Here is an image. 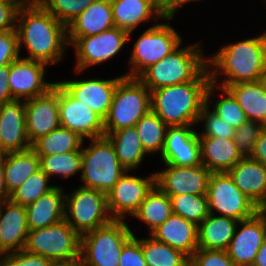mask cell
<instances>
[{
	"label": "cell",
	"instance_id": "obj_26",
	"mask_svg": "<svg viewBox=\"0 0 266 266\" xmlns=\"http://www.w3.org/2000/svg\"><path fill=\"white\" fill-rule=\"evenodd\" d=\"M115 27L110 0H95L66 27L67 37H85Z\"/></svg>",
	"mask_w": 266,
	"mask_h": 266
},
{
	"label": "cell",
	"instance_id": "obj_58",
	"mask_svg": "<svg viewBox=\"0 0 266 266\" xmlns=\"http://www.w3.org/2000/svg\"><path fill=\"white\" fill-rule=\"evenodd\" d=\"M6 152L4 151L2 145H1V142H0V160H3L6 156Z\"/></svg>",
	"mask_w": 266,
	"mask_h": 266
},
{
	"label": "cell",
	"instance_id": "obj_19",
	"mask_svg": "<svg viewBox=\"0 0 266 266\" xmlns=\"http://www.w3.org/2000/svg\"><path fill=\"white\" fill-rule=\"evenodd\" d=\"M124 75L113 79L62 80L58 83L76 100L81 101L103 120L107 117L117 83Z\"/></svg>",
	"mask_w": 266,
	"mask_h": 266
},
{
	"label": "cell",
	"instance_id": "obj_60",
	"mask_svg": "<svg viewBox=\"0 0 266 266\" xmlns=\"http://www.w3.org/2000/svg\"><path fill=\"white\" fill-rule=\"evenodd\" d=\"M2 265V253H0V266Z\"/></svg>",
	"mask_w": 266,
	"mask_h": 266
},
{
	"label": "cell",
	"instance_id": "obj_4",
	"mask_svg": "<svg viewBox=\"0 0 266 266\" xmlns=\"http://www.w3.org/2000/svg\"><path fill=\"white\" fill-rule=\"evenodd\" d=\"M182 43L137 77L150 91L193 79H210L207 57L200 42L187 47H181Z\"/></svg>",
	"mask_w": 266,
	"mask_h": 266
},
{
	"label": "cell",
	"instance_id": "obj_18",
	"mask_svg": "<svg viewBox=\"0 0 266 266\" xmlns=\"http://www.w3.org/2000/svg\"><path fill=\"white\" fill-rule=\"evenodd\" d=\"M194 126H168L160 155L164 164L184 167L201 164L199 135Z\"/></svg>",
	"mask_w": 266,
	"mask_h": 266
},
{
	"label": "cell",
	"instance_id": "obj_17",
	"mask_svg": "<svg viewBox=\"0 0 266 266\" xmlns=\"http://www.w3.org/2000/svg\"><path fill=\"white\" fill-rule=\"evenodd\" d=\"M46 64L19 57L10 64L8 85L13 99L27 100L47 93L54 83L47 82Z\"/></svg>",
	"mask_w": 266,
	"mask_h": 266
},
{
	"label": "cell",
	"instance_id": "obj_54",
	"mask_svg": "<svg viewBox=\"0 0 266 266\" xmlns=\"http://www.w3.org/2000/svg\"><path fill=\"white\" fill-rule=\"evenodd\" d=\"M256 214L266 221V192L262 199L256 204Z\"/></svg>",
	"mask_w": 266,
	"mask_h": 266
},
{
	"label": "cell",
	"instance_id": "obj_55",
	"mask_svg": "<svg viewBox=\"0 0 266 266\" xmlns=\"http://www.w3.org/2000/svg\"><path fill=\"white\" fill-rule=\"evenodd\" d=\"M32 1L33 0H0V3L12 4L19 10L21 7L30 4Z\"/></svg>",
	"mask_w": 266,
	"mask_h": 266
},
{
	"label": "cell",
	"instance_id": "obj_15",
	"mask_svg": "<svg viewBox=\"0 0 266 266\" xmlns=\"http://www.w3.org/2000/svg\"><path fill=\"white\" fill-rule=\"evenodd\" d=\"M165 165L166 169L155 173V185L166 195H206L212 174L206 166Z\"/></svg>",
	"mask_w": 266,
	"mask_h": 266
},
{
	"label": "cell",
	"instance_id": "obj_32",
	"mask_svg": "<svg viewBox=\"0 0 266 266\" xmlns=\"http://www.w3.org/2000/svg\"><path fill=\"white\" fill-rule=\"evenodd\" d=\"M40 169L39 156L30 148L7 153L3 159L4 183L9 194Z\"/></svg>",
	"mask_w": 266,
	"mask_h": 266
},
{
	"label": "cell",
	"instance_id": "obj_29",
	"mask_svg": "<svg viewBox=\"0 0 266 266\" xmlns=\"http://www.w3.org/2000/svg\"><path fill=\"white\" fill-rule=\"evenodd\" d=\"M209 214L198 225V248L207 250H227L239 221Z\"/></svg>",
	"mask_w": 266,
	"mask_h": 266
},
{
	"label": "cell",
	"instance_id": "obj_13",
	"mask_svg": "<svg viewBox=\"0 0 266 266\" xmlns=\"http://www.w3.org/2000/svg\"><path fill=\"white\" fill-rule=\"evenodd\" d=\"M128 172L131 171L127 170L107 193L108 210L116 220L132 217L155 186V173L143 178Z\"/></svg>",
	"mask_w": 266,
	"mask_h": 266
},
{
	"label": "cell",
	"instance_id": "obj_42",
	"mask_svg": "<svg viewBox=\"0 0 266 266\" xmlns=\"http://www.w3.org/2000/svg\"><path fill=\"white\" fill-rule=\"evenodd\" d=\"M218 88L220 89L219 91H222L223 97L218 98L213 104L214 109L212 108V111L232 125L234 129H237L248 121L245 112L226 88L220 86Z\"/></svg>",
	"mask_w": 266,
	"mask_h": 266
},
{
	"label": "cell",
	"instance_id": "obj_49",
	"mask_svg": "<svg viewBox=\"0 0 266 266\" xmlns=\"http://www.w3.org/2000/svg\"><path fill=\"white\" fill-rule=\"evenodd\" d=\"M249 157L266 166V126L254 144V148Z\"/></svg>",
	"mask_w": 266,
	"mask_h": 266
},
{
	"label": "cell",
	"instance_id": "obj_56",
	"mask_svg": "<svg viewBox=\"0 0 266 266\" xmlns=\"http://www.w3.org/2000/svg\"><path fill=\"white\" fill-rule=\"evenodd\" d=\"M194 2V1H201V0H172V15L175 16V14L177 13V9H180L181 6H183L184 4L190 3V2Z\"/></svg>",
	"mask_w": 266,
	"mask_h": 266
},
{
	"label": "cell",
	"instance_id": "obj_59",
	"mask_svg": "<svg viewBox=\"0 0 266 266\" xmlns=\"http://www.w3.org/2000/svg\"><path fill=\"white\" fill-rule=\"evenodd\" d=\"M63 266H83V265L79 262V263L63 265Z\"/></svg>",
	"mask_w": 266,
	"mask_h": 266
},
{
	"label": "cell",
	"instance_id": "obj_31",
	"mask_svg": "<svg viewBox=\"0 0 266 266\" xmlns=\"http://www.w3.org/2000/svg\"><path fill=\"white\" fill-rule=\"evenodd\" d=\"M114 147L119 162L128 170L139 168L145 152L135 126L104 135Z\"/></svg>",
	"mask_w": 266,
	"mask_h": 266
},
{
	"label": "cell",
	"instance_id": "obj_10",
	"mask_svg": "<svg viewBox=\"0 0 266 266\" xmlns=\"http://www.w3.org/2000/svg\"><path fill=\"white\" fill-rule=\"evenodd\" d=\"M167 23H155L147 28L134 43L129 56L128 73L124 76L138 77L144 70L169 55L183 40Z\"/></svg>",
	"mask_w": 266,
	"mask_h": 266
},
{
	"label": "cell",
	"instance_id": "obj_40",
	"mask_svg": "<svg viewBox=\"0 0 266 266\" xmlns=\"http://www.w3.org/2000/svg\"><path fill=\"white\" fill-rule=\"evenodd\" d=\"M217 88L218 86L213 83H210L208 86L206 92V104L202 108L197 121V125L200 121L204 122V130L202 131V133H198V135L199 137H218L225 139H233L236 129H234L232 125L227 123L217 114H215L212 110H210V107L208 106L211 98L210 96Z\"/></svg>",
	"mask_w": 266,
	"mask_h": 266
},
{
	"label": "cell",
	"instance_id": "obj_27",
	"mask_svg": "<svg viewBox=\"0 0 266 266\" xmlns=\"http://www.w3.org/2000/svg\"><path fill=\"white\" fill-rule=\"evenodd\" d=\"M201 164L212 173L228 172L243 156L233 139L199 137Z\"/></svg>",
	"mask_w": 266,
	"mask_h": 266
},
{
	"label": "cell",
	"instance_id": "obj_8",
	"mask_svg": "<svg viewBox=\"0 0 266 266\" xmlns=\"http://www.w3.org/2000/svg\"><path fill=\"white\" fill-rule=\"evenodd\" d=\"M82 147L81 186L107 194L127 169L119 162L111 142L104 136Z\"/></svg>",
	"mask_w": 266,
	"mask_h": 266
},
{
	"label": "cell",
	"instance_id": "obj_45",
	"mask_svg": "<svg viewBox=\"0 0 266 266\" xmlns=\"http://www.w3.org/2000/svg\"><path fill=\"white\" fill-rule=\"evenodd\" d=\"M1 266H55L48 258L20 250L2 254Z\"/></svg>",
	"mask_w": 266,
	"mask_h": 266
},
{
	"label": "cell",
	"instance_id": "obj_53",
	"mask_svg": "<svg viewBox=\"0 0 266 266\" xmlns=\"http://www.w3.org/2000/svg\"><path fill=\"white\" fill-rule=\"evenodd\" d=\"M156 4L166 15H172V0H151Z\"/></svg>",
	"mask_w": 266,
	"mask_h": 266
},
{
	"label": "cell",
	"instance_id": "obj_33",
	"mask_svg": "<svg viewBox=\"0 0 266 266\" xmlns=\"http://www.w3.org/2000/svg\"><path fill=\"white\" fill-rule=\"evenodd\" d=\"M172 214L173 211L170 197L155 185L146 195V198L134 213L133 217H136L147 224L148 233L150 234L158 226L163 224Z\"/></svg>",
	"mask_w": 266,
	"mask_h": 266
},
{
	"label": "cell",
	"instance_id": "obj_11",
	"mask_svg": "<svg viewBox=\"0 0 266 266\" xmlns=\"http://www.w3.org/2000/svg\"><path fill=\"white\" fill-rule=\"evenodd\" d=\"M211 214L241 221L256 214V204L234 183L228 172L212 173L206 193Z\"/></svg>",
	"mask_w": 266,
	"mask_h": 266
},
{
	"label": "cell",
	"instance_id": "obj_47",
	"mask_svg": "<svg viewBox=\"0 0 266 266\" xmlns=\"http://www.w3.org/2000/svg\"><path fill=\"white\" fill-rule=\"evenodd\" d=\"M119 266H147L142 248L141 238L133 235L123 246Z\"/></svg>",
	"mask_w": 266,
	"mask_h": 266
},
{
	"label": "cell",
	"instance_id": "obj_30",
	"mask_svg": "<svg viewBox=\"0 0 266 266\" xmlns=\"http://www.w3.org/2000/svg\"><path fill=\"white\" fill-rule=\"evenodd\" d=\"M225 88L234 96L248 121L266 126V92L260 81L241 82Z\"/></svg>",
	"mask_w": 266,
	"mask_h": 266
},
{
	"label": "cell",
	"instance_id": "obj_41",
	"mask_svg": "<svg viewBox=\"0 0 266 266\" xmlns=\"http://www.w3.org/2000/svg\"><path fill=\"white\" fill-rule=\"evenodd\" d=\"M66 27L95 0H37Z\"/></svg>",
	"mask_w": 266,
	"mask_h": 266
},
{
	"label": "cell",
	"instance_id": "obj_57",
	"mask_svg": "<svg viewBox=\"0 0 266 266\" xmlns=\"http://www.w3.org/2000/svg\"><path fill=\"white\" fill-rule=\"evenodd\" d=\"M260 83L262 84V86H263V88H264V90H265V92H266V68H265V70L263 71V73L261 74V76H260Z\"/></svg>",
	"mask_w": 266,
	"mask_h": 266
},
{
	"label": "cell",
	"instance_id": "obj_6",
	"mask_svg": "<svg viewBox=\"0 0 266 266\" xmlns=\"http://www.w3.org/2000/svg\"><path fill=\"white\" fill-rule=\"evenodd\" d=\"M81 236L65 221L29 230L24 250L48 258L54 265L80 262Z\"/></svg>",
	"mask_w": 266,
	"mask_h": 266
},
{
	"label": "cell",
	"instance_id": "obj_38",
	"mask_svg": "<svg viewBox=\"0 0 266 266\" xmlns=\"http://www.w3.org/2000/svg\"><path fill=\"white\" fill-rule=\"evenodd\" d=\"M170 199L173 213L197 226L210 214L206 195L181 194Z\"/></svg>",
	"mask_w": 266,
	"mask_h": 266
},
{
	"label": "cell",
	"instance_id": "obj_48",
	"mask_svg": "<svg viewBox=\"0 0 266 266\" xmlns=\"http://www.w3.org/2000/svg\"><path fill=\"white\" fill-rule=\"evenodd\" d=\"M17 13L14 5L0 3V32L16 30Z\"/></svg>",
	"mask_w": 266,
	"mask_h": 266
},
{
	"label": "cell",
	"instance_id": "obj_21",
	"mask_svg": "<svg viewBox=\"0 0 266 266\" xmlns=\"http://www.w3.org/2000/svg\"><path fill=\"white\" fill-rule=\"evenodd\" d=\"M0 142L6 153L31 148L26 133L24 100L12 99L0 105Z\"/></svg>",
	"mask_w": 266,
	"mask_h": 266
},
{
	"label": "cell",
	"instance_id": "obj_2",
	"mask_svg": "<svg viewBox=\"0 0 266 266\" xmlns=\"http://www.w3.org/2000/svg\"><path fill=\"white\" fill-rule=\"evenodd\" d=\"M207 66L211 83L223 88L259 81L266 68V31L257 37L223 45L216 54L207 57ZM220 74L225 78L223 82L218 79Z\"/></svg>",
	"mask_w": 266,
	"mask_h": 266
},
{
	"label": "cell",
	"instance_id": "obj_22",
	"mask_svg": "<svg viewBox=\"0 0 266 266\" xmlns=\"http://www.w3.org/2000/svg\"><path fill=\"white\" fill-rule=\"evenodd\" d=\"M110 2L114 25L128 32V38L142 22L152 20L157 22L158 19L168 21L174 18V15H166L151 0H110Z\"/></svg>",
	"mask_w": 266,
	"mask_h": 266
},
{
	"label": "cell",
	"instance_id": "obj_36",
	"mask_svg": "<svg viewBox=\"0 0 266 266\" xmlns=\"http://www.w3.org/2000/svg\"><path fill=\"white\" fill-rule=\"evenodd\" d=\"M139 139L147 154L163 151L166 131L168 126L151 110L144 115L135 125Z\"/></svg>",
	"mask_w": 266,
	"mask_h": 266
},
{
	"label": "cell",
	"instance_id": "obj_14",
	"mask_svg": "<svg viewBox=\"0 0 266 266\" xmlns=\"http://www.w3.org/2000/svg\"><path fill=\"white\" fill-rule=\"evenodd\" d=\"M58 106L61 127L83 139L104 137V120L86 104L73 98L59 83Z\"/></svg>",
	"mask_w": 266,
	"mask_h": 266
},
{
	"label": "cell",
	"instance_id": "obj_39",
	"mask_svg": "<svg viewBox=\"0 0 266 266\" xmlns=\"http://www.w3.org/2000/svg\"><path fill=\"white\" fill-rule=\"evenodd\" d=\"M49 180V176L39 169L10 194V200L22 206L35 202L55 187V185L48 184Z\"/></svg>",
	"mask_w": 266,
	"mask_h": 266
},
{
	"label": "cell",
	"instance_id": "obj_1",
	"mask_svg": "<svg viewBox=\"0 0 266 266\" xmlns=\"http://www.w3.org/2000/svg\"><path fill=\"white\" fill-rule=\"evenodd\" d=\"M16 31L19 51L24 45L28 53L24 58L46 65L59 63L69 46L66 26L37 0L18 10Z\"/></svg>",
	"mask_w": 266,
	"mask_h": 266
},
{
	"label": "cell",
	"instance_id": "obj_3",
	"mask_svg": "<svg viewBox=\"0 0 266 266\" xmlns=\"http://www.w3.org/2000/svg\"><path fill=\"white\" fill-rule=\"evenodd\" d=\"M210 83V79H193L152 90L151 111L167 126L197 125Z\"/></svg>",
	"mask_w": 266,
	"mask_h": 266
},
{
	"label": "cell",
	"instance_id": "obj_23",
	"mask_svg": "<svg viewBox=\"0 0 266 266\" xmlns=\"http://www.w3.org/2000/svg\"><path fill=\"white\" fill-rule=\"evenodd\" d=\"M28 232L25 206L10 199L0 203V253L23 250Z\"/></svg>",
	"mask_w": 266,
	"mask_h": 266
},
{
	"label": "cell",
	"instance_id": "obj_12",
	"mask_svg": "<svg viewBox=\"0 0 266 266\" xmlns=\"http://www.w3.org/2000/svg\"><path fill=\"white\" fill-rule=\"evenodd\" d=\"M128 35V32L113 27L97 35L67 37L68 45L75 49L76 73L114 57L128 42Z\"/></svg>",
	"mask_w": 266,
	"mask_h": 266
},
{
	"label": "cell",
	"instance_id": "obj_28",
	"mask_svg": "<svg viewBox=\"0 0 266 266\" xmlns=\"http://www.w3.org/2000/svg\"><path fill=\"white\" fill-rule=\"evenodd\" d=\"M228 173L235 185L255 204L262 199L266 192V166L244 156Z\"/></svg>",
	"mask_w": 266,
	"mask_h": 266
},
{
	"label": "cell",
	"instance_id": "obj_7",
	"mask_svg": "<svg viewBox=\"0 0 266 266\" xmlns=\"http://www.w3.org/2000/svg\"><path fill=\"white\" fill-rule=\"evenodd\" d=\"M133 235L124 220L116 219L81 235L80 263L83 266H119L122 248Z\"/></svg>",
	"mask_w": 266,
	"mask_h": 266
},
{
	"label": "cell",
	"instance_id": "obj_34",
	"mask_svg": "<svg viewBox=\"0 0 266 266\" xmlns=\"http://www.w3.org/2000/svg\"><path fill=\"white\" fill-rule=\"evenodd\" d=\"M83 144L84 139L77 133L60 126L37 139L31 148L37 155H54L80 150Z\"/></svg>",
	"mask_w": 266,
	"mask_h": 266
},
{
	"label": "cell",
	"instance_id": "obj_46",
	"mask_svg": "<svg viewBox=\"0 0 266 266\" xmlns=\"http://www.w3.org/2000/svg\"><path fill=\"white\" fill-rule=\"evenodd\" d=\"M20 54L17 31L0 32V67L10 65Z\"/></svg>",
	"mask_w": 266,
	"mask_h": 266
},
{
	"label": "cell",
	"instance_id": "obj_25",
	"mask_svg": "<svg viewBox=\"0 0 266 266\" xmlns=\"http://www.w3.org/2000/svg\"><path fill=\"white\" fill-rule=\"evenodd\" d=\"M65 195L63 187L55 186L35 202L26 205L29 230L42 229L64 220Z\"/></svg>",
	"mask_w": 266,
	"mask_h": 266
},
{
	"label": "cell",
	"instance_id": "obj_43",
	"mask_svg": "<svg viewBox=\"0 0 266 266\" xmlns=\"http://www.w3.org/2000/svg\"><path fill=\"white\" fill-rule=\"evenodd\" d=\"M264 127L260 122L247 121L235 130L233 141L243 157L251 154Z\"/></svg>",
	"mask_w": 266,
	"mask_h": 266
},
{
	"label": "cell",
	"instance_id": "obj_5",
	"mask_svg": "<svg viewBox=\"0 0 266 266\" xmlns=\"http://www.w3.org/2000/svg\"><path fill=\"white\" fill-rule=\"evenodd\" d=\"M150 101L151 91L137 77L123 76L104 119L105 133L135 126L151 110Z\"/></svg>",
	"mask_w": 266,
	"mask_h": 266
},
{
	"label": "cell",
	"instance_id": "obj_44",
	"mask_svg": "<svg viewBox=\"0 0 266 266\" xmlns=\"http://www.w3.org/2000/svg\"><path fill=\"white\" fill-rule=\"evenodd\" d=\"M189 266H236L225 250L198 248L190 257Z\"/></svg>",
	"mask_w": 266,
	"mask_h": 266
},
{
	"label": "cell",
	"instance_id": "obj_24",
	"mask_svg": "<svg viewBox=\"0 0 266 266\" xmlns=\"http://www.w3.org/2000/svg\"><path fill=\"white\" fill-rule=\"evenodd\" d=\"M149 235L182 251L189 258L198 249V226L174 213Z\"/></svg>",
	"mask_w": 266,
	"mask_h": 266
},
{
	"label": "cell",
	"instance_id": "obj_20",
	"mask_svg": "<svg viewBox=\"0 0 266 266\" xmlns=\"http://www.w3.org/2000/svg\"><path fill=\"white\" fill-rule=\"evenodd\" d=\"M265 236L266 221L259 215L239 221L226 250L229 258L236 266H252Z\"/></svg>",
	"mask_w": 266,
	"mask_h": 266
},
{
	"label": "cell",
	"instance_id": "obj_9",
	"mask_svg": "<svg viewBox=\"0 0 266 266\" xmlns=\"http://www.w3.org/2000/svg\"><path fill=\"white\" fill-rule=\"evenodd\" d=\"M64 220L81 236L111 222L107 194L86 188L77 187L65 195Z\"/></svg>",
	"mask_w": 266,
	"mask_h": 266
},
{
	"label": "cell",
	"instance_id": "obj_50",
	"mask_svg": "<svg viewBox=\"0 0 266 266\" xmlns=\"http://www.w3.org/2000/svg\"><path fill=\"white\" fill-rule=\"evenodd\" d=\"M9 74L10 65L0 67V105L13 99L8 85Z\"/></svg>",
	"mask_w": 266,
	"mask_h": 266
},
{
	"label": "cell",
	"instance_id": "obj_52",
	"mask_svg": "<svg viewBox=\"0 0 266 266\" xmlns=\"http://www.w3.org/2000/svg\"><path fill=\"white\" fill-rule=\"evenodd\" d=\"M252 266H266V236L263 244L259 249Z\"/></svg>",
	"mask_w": 266,
	"mask_h": 266
},
{
	"label": "cell",
	"instance_id": "obj_37",
	"mask_svg": "<svg viewBox=\"0 0 266 266\" xmlns=\"http://www.w3.org/2000/svg\"><path fill=\"white\" fill-rule=\"evenodd\" d=\"M40 161V169L44 171L49 178L53 175L61 178H70L77 172H81L82 166V148L77 151L54 154V155H38Z\"/></svg>",
	"mask_w": 266,
	"mask_h": 266
},
{
	"label": "cell",
	"instance_id": "obj_35",
	"mask_svg": "<svg viewBox=\"0 0 266 266\" xmlns=\"http://www.w3.org/2000/svg\"><path fill=\"white\" fill-rule=\"evenodd\" d=\"M141 248L147 266H189L190 258L182 251L159 242L149 235L141 238Z\"/></svg>",
	"mask_w": 266,
	"mask_h": 266
},
{
	"label": "cell",
	"instance_id": "obj_16",
	"mask_svg": "<svg viewBox=\"0 0 266 266\" xmlns=\"http://www.w3.org/2000/svg\"><path fill=\"white\" fill-rule=\"evenodd\" d=\"M26 133L30 144L60 127L58 82L47 93L24 101Z\"/></svg>",
	"mask_w": 266,
	"mask_h": 266
},
{
	"label": "cell",
	"instance_id": "obj_51",
	"mask_svg": "<svg viewBox=\"0 0 266 266\" xmlns=\"http://www.w3.org/2000/svg\"><path fill=\"white\" fill-rule=\"evenodd\" d=\"M9 199L10 194L8 193L4 183L3 160H0V203Z\"/></svg>",
	"mask_w": 266,
	"mask_h": 266
}]
</instances>
